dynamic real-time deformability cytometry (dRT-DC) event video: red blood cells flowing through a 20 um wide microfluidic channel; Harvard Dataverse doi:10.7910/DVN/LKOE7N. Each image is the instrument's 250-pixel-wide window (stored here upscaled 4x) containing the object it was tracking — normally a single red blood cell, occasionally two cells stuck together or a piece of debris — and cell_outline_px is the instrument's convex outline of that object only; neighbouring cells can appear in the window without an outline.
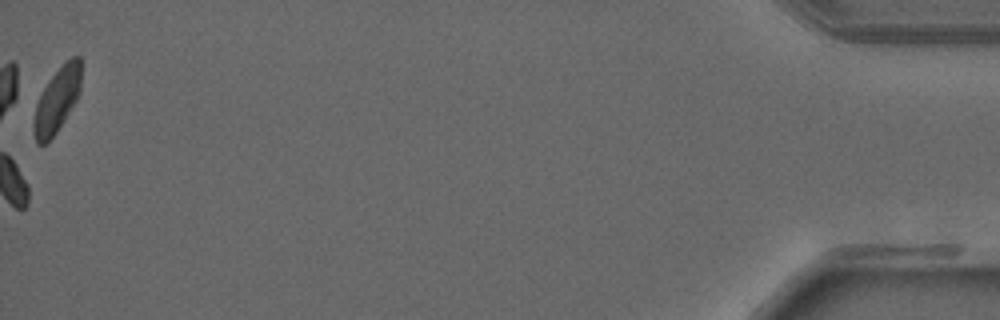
{"species": "common noctule bat (a hibernating species)", "species_latin": "Nyctalus noctula", "temperature_condition": "warm", "stored_images_in_passage": 42, "camera_frame_rate_fps": 3000, "um_per_image_px": 0.085, "animal": {"sex": "male", "forearm_length_mm": 52.5}, "frame": {"image": 1, "passage_image": 42, "time_ms": 13.667, "image_size_px": [1000, 320], "cell_outline_px": [[80, 92], [76, 100], [56, 132], [48, 144], [36, 144], [32, 132], [32, 124], [36, 104], [48, 80], [72, 56], [80, 56]], "centroid_in_image_um": [4.8, 8.57], "position_along_channel_um": 430.4, "area_um2": 17.69}}